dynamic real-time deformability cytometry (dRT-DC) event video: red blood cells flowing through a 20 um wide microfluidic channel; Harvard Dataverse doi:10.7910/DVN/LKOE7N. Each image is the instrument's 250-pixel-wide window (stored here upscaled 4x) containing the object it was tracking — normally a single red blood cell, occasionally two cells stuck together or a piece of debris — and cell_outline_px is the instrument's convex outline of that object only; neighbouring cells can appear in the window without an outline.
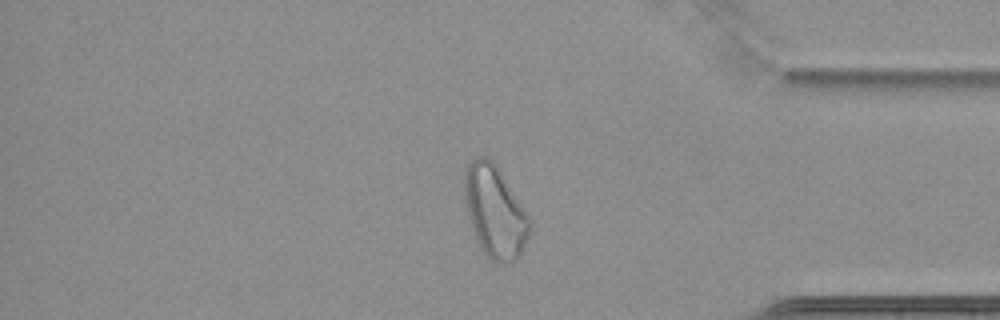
{"species": "common noctule bat (a hibernating species)", "species_latin": "Nyctalus noctula", "temperature_condition": "cold", "stored_images_in_passage": 65, "camera_frame_rate_fps": 3000, "um_per_image_px": 0.085, "animal": {"sex": "female", "body_mass_g": 22.7, "forearm_length_mm": 54.2}, "frame": {"image": 1, "passage_image": 56, "time_ms": 18.333, "image_size_px": [1000, 320], "cell_outline_px": [[532, 228], [520, 256], [516, 260], [508, 264], [500, 264], [492, 260], [480, 248], [472, 228], [468, 216], [464, 196], [464, 172], [468, 164], [472, 160], [480, 156], [484, 156], [492, 160], [496, 164], [532, 220]], "centroid_in_image_um": [42.09, 18.01], "position_along_channel_um": 393.1, "area_um2": 35.2}}